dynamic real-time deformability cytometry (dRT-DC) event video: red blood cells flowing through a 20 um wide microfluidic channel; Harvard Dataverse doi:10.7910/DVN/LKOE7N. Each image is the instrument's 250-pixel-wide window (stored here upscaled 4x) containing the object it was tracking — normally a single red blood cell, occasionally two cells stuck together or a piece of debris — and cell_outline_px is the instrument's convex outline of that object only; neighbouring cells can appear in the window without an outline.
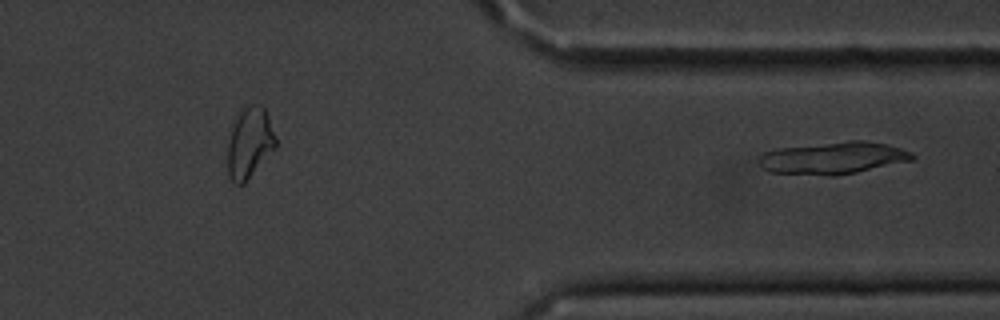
{"species": "common noctule bat (a hibernating species)", "species_latin": "Nyctalus noctula", "temperature_condition": "cold", "stored_images_in_passage": 41, "segment_of_instrument_passage": [2, 2], "camera_frame_rate_fps": 3000, "um_per_image_px": 0.085, "animal": {"sex": "male", "body_mass_g": 20.1, "forearm_length_mm": 53.5}, "frame": {"image": 1, "passage_image": 41, "time_ms": 13.333, "image_size_px": [1000, 320], "cell_outline_px": [[916, 160], [836, 176], [828, 176], [772, 172], [764, 168], [760, 164], [760, 156], [764, 152], [776, 148], [852, 140], [860, 140], [888, 144], [912, 152], [916, 156]], "centroid_in_image_um": [70.88, 13.43], "position_along_channel_um": 340.5, "area_um2": 28.84}}